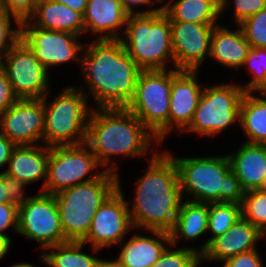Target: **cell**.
Segmentation results:
<instances>
[{
    "instance_id": "cell-1",
    "label": "cell",
    "mask_w": 266,
    "mask_h": 267,
    "mask_svg": "<svg viewBox=\"0 0 266 267\" xmlns=\"http://www.w3.org/2000/svg\"><path fill=\"white\" fill-rule=\"evenodd\" d=\"M79 70L83 84L77 87L93 101L92 108H126L142 71L120 40L86 41Z\"/></svg>"
},
{
    "instance_id": "cell-2",
    "label": "cell",
    "mask_w": 266,
    "mask_h": 267,
    "mask_svg": "<svg viewBox=\"0 0 266 267\" xmlns=\"http://www.w3.org/2000/svg\"><path fill=\"white\" fill-rule=\"evenodd\" d=\"M85 143L99 164L115 174L121 169L117 157L149 161L163 146L127 108H92Z\"/></svg>"
},
{
    "instance_id": "cell-3",
    "label": "cell",
    "mask_w": 266,
    "mask_h": 267,
    "mask_svg": "<svg viewBox=\"0 0 266 267\" xmlns=\"http://www.w3.org/2000/svg\"><path fill=\"white\" fill-rule=\"evenodd\" d=\"M133 184V197L127 199L131 223L138 230L170 232L183 201L177 166L162 149Z\"/></svg>"
},
{
    "instance_id": "cell-4",
    "label": "cell",
    "mask_w": 266,
    "mask_h": 267,
    "mask_svg": "<svg viewBox=\"0 0 266 267\" xmlns=\"http://www.w3.org/2000/svg\"><path fill=\"white\" fill-rule=\"evenodd\" d=\"M163 150L177 166L183 200L199 203H242L245 191L231 171L227 154L179 157L168 148Z\"/></svg>"
},
{
    "instance_id": "cell-5",
    "label": "cell",
    "mask_w": 266,
    "mask_h": 267,
    "mask_svg": "<svg viewBox=\"0 0 266 267\" xmlns=\"http://www.w3.org/2000/svg\"><path fill=\"white\" fill-rule=\"evenodd\" d=\"M119 40L141 70L175 69L170 21L162 9L129 14Z\"/></svg>"
},
{
    "instance_id": "cell-6",
    "label": "cell",
    "mask_w": 266,
    "mask_h": 267,
    "mask_svg": "<svg viewBox=\"0 0 266 267\" xmlns=\"http://www.w3.org/2000/svg\"><path fill=\"white\" fill-rule=\"evenodd\" d=\"M52 91L43 97V144L52 147L84 143L92 110L88 97L76 84L63 86L54 93L53 99L50 96Z\"/></svg>"
},
{
    "instance_id": "cell-7",
    "label": "cell",
    "mask_w": 266,
    "mask_h": 267,
    "mask_svg": "<svg viewBox=\"0 0 266 267\" xmlns=\"http://www.w3.org/2000/svg\"><path fill=\"white\" fill-rule=\"evenodd\" d=\"M117 188V174L105 171L98 179L54 194L68 241H82L87 236L96 211Z\"/></svg>"
},
{
    "instance_id": "cell-8",
    "label": "cell",
    "mask_w": 266,
    "mask_h": 267,
    "mask_svg": "<svg viewBox=\"0 0 266 267\" xmlns=\"http://www.w3.org/2000/svg\"><path fill=\"white\" fill-rule=\"evenodd\" d=\"M237 82L235 78L231 82L213 85L206 82L192 122L182 134H196L202 139L214 138L223 132L225 134L228 129L231 131L235 125L237 128L241 100L245 93Z\"/></svg>"
},
{
    "instance_id": "cell-9",
    "label": "cell",
    "mask_w": 266,
    "mask_h": 267,
    "mask_svg": "<svg viewBox=\"0 0 266 267\" xmlns=\"http://www.w3.org/2000/svg\"><path fill=\"white\" fill-rule=\"evenodd\" d=\"M171 69L142 70L126 107L164 145L168 138Z\"/></svg>"
},
{
    "instance_id": "cell-10",
    "label": "cell",
    "mask_w": 266,
    "mask_h": 267,
    "mask_svg": "<svg viewBox=\"0 0 266 267\" xmlns=\"http://www.w3.org/2000/svg\"><path fill=\"white\" fill-rule=\"evenodd\" d=\"M106 170L84 142L49 147L44 193L57 194L77 184L98 179Z\"/></svg>"
},
{
    "instance_id": "cell-11",
    "label": "cell",
    "mask_w": 266,
    "mask_h": 267,
    "mask_svg": "<svg viewBox=\"0 0 266 267\" xmlns=\"http://www.w3.org/2000/svg\"><path fill=\"white\" fill-rule=\"evenodd\" d=\"M18 235L39 244L40 251L68 241L54 195L38 191L18 207Z\"/></svg>"
},
{
    "instance_id": "cell-12",
    "label": "cell",
    "mask_w": 266,
    "mask_h": 267,
    "mask_svg": "<svg viewBox=\"0 0 266 267\" xmlns=\"http://www.w3.org/2000/svg\"><path fill=\"white\" fill-rule=\"evenodd\" d=\"M0 68L6 73L18 99L43 98L53 89L50 78L54 75L38 61L22 39L9 49Z\"/></svg>"
},
{
    "instance_id": "cell-13",
    "label": "cell",
    "mask_w": 266,
    "mask_h": 267,
    "mask_svg": "<svg viewBox=\"0 0 266 267\" xmlns=\"http://www.w3.org/2000/svg\"><path fill=\"white\" fill-rule=\"evenodd\" d=\"M80 38L73 33L35 27L28 20L21 21V39L50 73L55 67L57 69L71 62L79 69L85 45Z\"/></svg>"
},
{
    "instance_id": "cell-14",
    "label": "cell",
    "mask_w": 266,
    "mask_h": 267,
    "mask_svg": "<svg viewBox=\"0 0 266 267\" xmlns=\"http://www.w3.org/2000/svg\"><path fill=\"white\" fill-rule=\"evenodd\" d=\"M122 174H117L118 188L101 204L93 217L91 228L87 236L82 240L99 250L114 249L134 229L126 194L123 191ZM122 184V185H121Z\"/></svg>"
},
{
    "instance_id": "cell-15",
    "label": "cell",
    "mask_w": 266,
    "mask_h": 267,
    "mask_svg": "<svg viewBox=\"0 0 266 267\" xmlns=\"http://www.w3.org/2000/svg\"><path fill=\"white\" fill-rule=\"evenodd\" d=\"M215 25L170 21L175 69L200 71L209 59Z\"/></svg>"
},
{
    "instance_id": "cell-16",
    "label": "cell",
    "mask_w": 266,
    "mask_h": 267,
    "mask_svg": "<svg viewBox=\"0 0 266 267\" xmlns=\"http://www.w3.org/2000/svg\"><path fill=\"white\" fill-rule=\"evenodd\" d=\"M43 98L18 99L0 115V133L16 146L43 144Z\"/></svg>"
},
{
    "instance_id": "cell-17",
    "label": "cell",
    "mask_w": 266,
    "mask_h": 267,
    "mask_svg": "<svg viewBox=\"0 0 266 267\" xmlns=\"http://www.w3.org/2000/svg\"><path fill=\"white\" fill-rule=\"evenodd\" d=\"M200 72L171 69L168 137L172 132L182 135L192 122L205 86L199 79Z\"/></svg>"
},
{
    "instance_id": "cell-18",
    "label": "cell",
    "mask_w": 266,
    "mask_h": 267,
    "mask_svg": "<svg viewBox=\"0 0 266 267\" xmlns=\"http://www.w3.org/2000/svg\"><path fill=\"white\" fill-rule=\"evenodd\" d=\"M138 231L134 228L132 235L130 233L131 237L129 239L125 238L117 246L120 248L117 251L119 254L111 260L120 267H152L171 244L168 232L157 230Z\"/></svg>"
},
{
    "instance_id": "cell-19",
    "label": "cell",
    "mask_w": 266,
    "mask_h": 267,
    "mask_svg": "<svg viewBox=\"0 0 266 267\" xmlns=\"http://www.w3.org/2000/svg\"><path fill=\"white\" fill-rule=\"evenodd\" d=\"M260 242H263L262 232L241 216L228 231L209 242L201 254V262L219 265L240 253L258 249Z\"/></svg>"
},
{
    "instance_id": "cell-20",
    "label": "cell",
    "mask_w": 266,
    "mask_h": 267,
    "mask_svg": "<svg viewBox=\"0 0 266 267\" xmlns=\"http://www.w3.org/2000/svg\"><path fill=\"white\" fill-rule=\"evenodd\" d=\"M128 15L120 0H88L83 14L85 36L88 40H119Z\"/></svg>"
},
{
    "instance_id": "cell-21",
    "label": "cell",
    "mask_w": 266,
    "mask_h": 267,
    "mask_svg": "<svg viewBox=\"0 0 266 267\" xmlns=\"http://www.w3.org/2000/svg\"><path fill=\"white\" fill-rule=\"evenodd\" d=\"M208 214H209V203H199L183 200L175 224L172 230L169 232L171 245L175 247H186L195 250L200 255L206 250L208 246ZM207 238L202 240V238ZM202 237V238H201ZM198 239V240H197ZM201 239L203 241L200 246L192 245L193 242H198ZM185 244L191 245H184ZM197 240V241H196ZM180 242V243H179ZM179 245V246H178Z\"/></svg>"
},
{
    "instance_id": "cell-22",
    "label": "cell",
    "mask_w": 266,
    "mask_h": 267,
    "mask_svg": "<svg viewBox=\"0 0 266 267\" xmlns=\"http://www.w3.org/2000/svg\"><path fill=\"white\" fill-rule=\"evenodd\" d=\"M214 26L209 61L216 63L227 70H235L236 73L241 70L248 52L251 48L250 44L244 37L242 29L239 25H224L222 21ZM214 60V61H213ZM240 69V70H239Z\"/></svg>"
},
{
    "instance_id": "cell-23",
    "label": "cell",
    "mask_w": 266,
    "mask_h": 267,
    "mask_svg": "<svg viewBox=\"0 0 266 267\" xmlns=\"http://www.w3.org/2000/svg\"><path fill=\"white\" fill-rule=\"evenodd\" d=\"M48 160L49 147L44 144L16 146L4 174L28 186L42 181L39 192H43L47 180Z\"/></svg>"
},
{
    "instance_id": "cell-24",
    "label": "cell",
    "mask_w": 266,
    "mask_h": 267,
    "mask_svg": "<svg viewBox=\"0 0 266 267\" xmlns=\"http://www.w3.org/2000/svg\"><path fill=\"white\" fill-rule=\"evenodd\" d=\"M231 171L237 176L242 189H260L266 178V145L243 142L234 152L227 153Z\"/></svg>"
},
{
    "instance_id": "cell-25",
    "label": "cell",
    "mask_w": 266,
    "mask_h": 267,
    "mask_svg": "<svg viewBox=\"0 0 266 267\" xmlns=\"http://www.w3.org/2000/svg\"><path fill=\"white\" fill-rule=\"evenodd\" d=\"M27 20L41 29L73 33L79 37L85 35L83 15L51 0L37 4Z\"/></svg>"
},
{
    "instance_id": "cell-26",
    "label": "cell",
    "mask_w": 266,
    "mask_h": 267,
    "mask_svg": "<svg viewBox=\"0 0 266 267\" xmlns=\"http://www.w3.org/2000/svg\"><path fill=\"white\" fill-rule=\"evenodd\" d=\"M89 247L91 254L88 250L83 251L87 248L84 242L67 241L45 249L40 253L39 261L46 267H100L105 258L97 254L102 250Z\"/></svg>"
},
{
    "instance_id": "cell-27",
    "label": "cell",
    "mask_w": 266,
    "mask_h": 267,
    "mask_svg": "<svg viewBox=\"0 0 266 267\" xmlns=\"http://www.w3.org/2000/svg\"><path fill=\"white\" fill-rule=\"evenodd\" d=\"M239 129L242 140L266 145V96L259 92H245L240 105Z\"/></svg>"
},
{
    "instance_id": "cell-28",
    "label": "cell",
    "mask_w": 266,
    "mask_h": 267,
    "mask_svg": "<svg viewBox=\"0 0 266 267\" xmlns=\"http://www.w3.org/2000/svg\"><path fill=\"white\" fill-rule=\"evenodd\" d=\"M169 21L219 24L220 0H162Z\"/></svg>"
},
{
    "instance_id": "cell-29",
    "label": "cell",
    "mask_w": 266,
    "mask_h": 267,
    "mask_svg": "<svg viewBox=\"0 0 266 267\" xmlns=\"http://www.w3.org/2000/svg\"><path fill=\"white\" fill-rule=\"evenodd\" d=\"M241 216V204L225 202L209 203L208 244L213 238L228 231Z\"/></svg>"
},
{
    "instance_id": "cell-30",
    "label": "cell",
    "mask_w": 266,
    "mask_h": 267,
    "mask_svg": "<svg viewBox=\"0 0 266 267\" xmlns=\"http://www.w3.org/2000/svg\"><path fill=\"white\" fill-rule=\"evenodd\" d=\"M244 68L251 78L238 84L245 92H258L266 83V48L251 47L241 71Z\"/></svg>"
},
{
    "instance_id": "cell-31",
    "label": "cell",
    "mask_w": 266,
    "mask_h": 267,
    "mask_svg": "<svg viewBox=\"0 0 266 267\" xmlns=\"http://www.w3.org/2000/svg\"><path fill=\"white\" fill-rule=\"evenodd\" d=\"M241 213L244 219L263 232L266 229V192L260 189L246 191Z\"/></svg>"
},
{
    "instance_id": "cell-32",
    "label": "cell",
    "mask_w": 266,
    "mask_h": 267,
    "mask_svg": "<svg viewBox=\"0 0 266 267\" xmlns=\"http://www.w3.org/2000/svg\"><path fill=\"white\" fill-rule=\"evenodd\" d=\"M200 261L195 250L170 244L152 267H195Z\"/></svg>"
},
{
    "instance_id": "cell-33",
    "label": "cell",
    "mask_w": 266,
    "mask_h": 267,
    "mask_svg": "<svg viewBox=\"0 0 266 267\" xmlns=\"http://www.w3.org/2000/svg\"><path fill=\"white\" fill-rule=\"evenodd\" d=\"M233 3V4H232ZM230 6V7H229ZM230 8V10H229ZM231 8L233 10H231ZM266 8V0H220V18L226 17V11L232 12L231 24L239 25L246 18ZM224 14V15H223Z\"/></svg>"
},
{
    "instance_id": "cell-34",
    "label": "cell",
    "mask_w": 266,
    "mask_h": 267,
    "mask_svg": "<svg viewBox=\"0 0 266 267\" xmlns=\"http://www.w3.org/2000/svg\"><path fill=\"white\" fill-rule=\"evenodd\" d=\"M251 47L266 48V8L239 24Z\"/></svg>"
},
{
    "instance_id": "cell-35",
    "label": "cell",
    "mask_w": 266,
    "mask_h": 267,
    "mask_svg": "<svg viewBox=\"0 0 266 267\" xmlns=\"http://www.w3.org/2000/svg\"><path fill=\"white\" fill-rule=\"evenodd\" d=\"M21 39V21L5 12L0 17V64L10 48Z\"/></svg>"
},
{
    "instance_id": "cell-36",
    "label": "cell",
    "mask_w": 266,
    "mask_h": 267,
    "mask_svg": "<svg viewBox=\"0 0 266 267\" xmlns=\"http://www.w3.org/2000/svg\"><path fill=\"white\" fill-rule=\"evenodd\" d=\"M265 259L261 257L258 249L240 253L223 261L220 267H265ZM219 267V266H218Z\"/></svg>"
},
{
    "instance_id": "cell-37",
    "label": "cell",
    "mask_w": 266,
    "mask_h": 267,
    "mask_svg": "<svg viewBox=\"0 0 266 267\" xmlns=\"http://www.w3.org/2000/svg\"><path fill=\"white\" fill-rule=\"evenodd\" d=\"M11 228L14 233L18 230V207L12 203L0 204V235L10 236L8 230ZM7 231V232H6Z\"/></svg>"
},
{
    "instance_id": "cell-38",
    "label": "cell",
    "mask_w": 266,
    "mask_h": 267,
    "mask_svg": "<svg viewBox=\"0 0 266 267\" xmlns=\"http://www.w3.org/2000/svg\"><path fill=\"white\" fill-rule=\"evenodd\" d=\"M5 12L14 15L20 21L27 20L35 11L32 0H1Z\"/></svg>"
},
{
    "instance_id": "cell-39",
    "label": "cell",
    "mask_w": 266,
    "mask_h": 267,
    "mask_svg": "<svg viewBox=\"0 0 266 267\" xmlns=\"http://www.w3.org/2000/svg\"><path fill=\"white\" fill-rule=\"evenodd\" d=\"M6 187L8 190L9 203H12L17 207L25 204L32 196L31 194L29 195L28 191L25 189L28 187L27 184L8 175H6Z\"/></svg>"
},
{
    "instance_id": "cell-40",
    "label": "cell",
    "mask_w": 266,
    "mask_h": 267,
    "mask_svg": "<svg viewBox=\"0 0 266 267\" xmlns=\"http://www.w3.org/2000/svg\"><path fill=\"white\" fill-rule=\"evenodd\" d=\"M120 1L122 2L123 7L129 14L153 13V12H158L162 9V0H120ZM141 6H144V8H142Z\"/></svg>"
},
{
    "instance_id": "cell-41",
    "label": "cell",
    "mask_w": 266,
    "mask_h": 267,
    "mask_svg": "<svg viewBox=\"0 0 266 267\" xmlns=\"http://www.w3.org/2000/svg\"><path fill=\"white\" fill-rule=\"evenodd\" d=\"M17 100L18 97L14 93L6 73L0 68V115L9 109Z\"/></svg>"
},
{
    "instance_id": "cell-42",
    "label": "cell",
    "mask_w": 266,
    "mask_h": 267,
    "mask_svg": "<svg viewBox=\"0 0 266 267\" xmlns=\"http://www.w3.org/2000/svg\"><path fill=\"white\" fill-rule=\"evenodd\" d=\"M16 145L9 140L4 134L0 133V169L4 167L2 172L6 171L5 167L8 165V160L12 154L13 149Z\"/></svg>"
},
{
    "instance_id": "cell-43",
    "label": "cell",
    "mask_w": 266,
    "mask_h": 267,
    "mask_svg": "<svg viewBox=\"0 0 266 267\" xmlns=\"http://www.w3.org/2000/svg\"><path fill=\"white\" fill-rule=\"evenodd\" d=\"M56 3L64 4L74 11L80 12L82 15L85 13L88 0H51Z\"/></svg>"
},
{
    "instance_id": "cell-44",
    "label": "cell",
    "mask_w": 266,
    "mask_h": 267,
    "mask_svg": "<svg viewBox=\"0 0 266 267\" xmlns=\"http://www.w3.org/2000/svg\"><path fill=\"white\" fill-rule=\"evenodd\" d=\"M11 237L0 235V260L4 259L9 254L10 247L13 244Z\"/></svg>"
},
{
    "instance_id": "cell-45",
    "label": "cell",
    "mask_w": 266,
    "mask_h": 267,
    "mask_svg": "<svg viewBox=\"0 0 266 267\" xmlns=\"http://www.w3.org/2000/svg\"><path fill=\"white\" fill-rule=\"evenodd\" d=\"M9 203L8 190L6 187V174L0 173V204Z\"/></svg>"
},
{
    "instance_id": "cell-46",
    "label": "cell",
    "mask_w": 266,
    "mask_h": 267,
    "mask_svg": "<svg viewBox=\"0 0 266 267\" xmlns=\"http://www.w3.org/2000/svg\"><path fill=\"white\" fill-rule=\"evenodd\" d=\"M10 267H39L37 264H32V263H30V262H17V263H15V264H13V265H11ZM40 267H41V265H40Z\"/></svg>"
},
{
    "instance_id": "cell-47",
    "label": "cell",
    "mask_w": 266,
    "mask_h": 267,
    "mask_svg": "<svg viewBox=\"0 0 266 267\" xmlns=\"http://www.w3.org/2000/svg\"><path fill=\"white\" fill-rule=\"evenodd\" d=\"M109 259V260H108ZM100 267H120L115 262L111 260V258H106Z\"/></svg>"
},
{
    "instance_id": "cell-48",
    "label": "cell",
    "mask_w": 266,
    "mask_h": 267,
    "mask_svg": "<svg viewBox=\"0 0 266 267\" xmlns=\"http://www.w3.org/2000/svg\"><path fill=\"white\" fill-rule=\"evenodd\" d=\"M260 94L266 96V83L265 85L258 91Z\"/></svg>"
},
{
    "instance_id": "cell-49",
    "label": "cell",
    "mask_w": 266,
    "mask_h": 267,
    "mask_svg": "<svg viewBox=\"0 0 266 267\" xmlns=\"http://www.w3.org/2000/svg\"><path fill=\"white\" fill-rule=\"evenodd\" d=\"M5 13V10H4V7H3V4L0 0V17Z\"/></svg>"
},
{
    "instance_id": "cell-50",
    "label": "cell",
    "mask_w": 266,
    "mask_h": 267,
    "mask_svg": "<svg viewBox=\"0 0 266 267\" xmlns=\"http://www.w3.org/2000/svg\"><path fill=\"white\" fill-rule=\"evenodd\" d=\"M260 190H262L263 192H266V178H265Z\"/></svg>"
},
{
    "instance_id": "cell-51",
    "label": "cell",
    "mask_w": 266,
    "mask_h": 267,
    "mask_svg": "<svg viewBox=\"0 0 266 267\" xmlns=\"http://www.w3.org/2000/svg\"><path fill=\"white\" fill-rule=\"evenodd\" d=\"M32 1H33V3H34L35 5H37V4H39V3L46 2V1H49V0H32Z\"/></svg>"
},
{
    "instance_id": "cell-52",
    "label": "cell",
    "mask_w": 266,
    "mask_h": 267,
    "mask_svg": "<svg viewBox=\"0 0 266 267\" xmlns=\"http://www.w3.org/2000/svg\"><path fill=\"white\" fill-rule=\"evenodd\" d=\"M262 238L264 240V244L266 242V229L262 232Z\"/></svg>"
},
{
    "instance_id": "cell-53",
    "label": "cell",
    "mask_w": 266,
    "mask_h": 267,
    "mask_svg": "<svg viewBox=\"0 0 266 267\" xmlns=\"http://www.w3.org/2000/svg\"><path fill=\"white\" fill-rule=\"evenodd\" d=\"M201 265L203 266V263L200 261L195 267H201Z\"/></svg>"
}]
</instances>
